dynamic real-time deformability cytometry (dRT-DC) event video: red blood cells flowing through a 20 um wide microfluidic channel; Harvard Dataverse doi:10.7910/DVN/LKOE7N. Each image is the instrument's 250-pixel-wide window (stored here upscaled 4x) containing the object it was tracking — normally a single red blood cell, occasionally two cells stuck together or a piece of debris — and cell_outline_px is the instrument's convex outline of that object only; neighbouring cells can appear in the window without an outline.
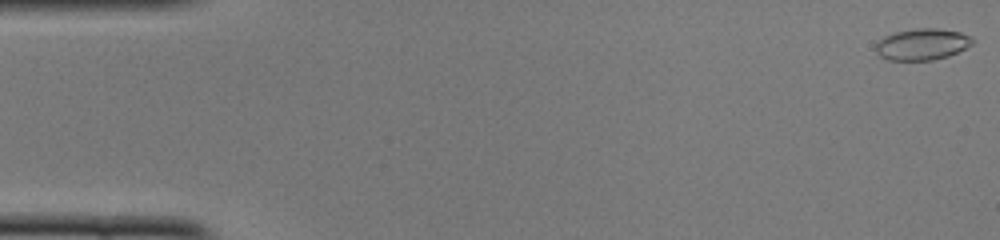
{"species": "common noctule bat (a hibernating species)", "species_latin": "Nyctalus noctula", "temperature_condition": "cold", "stored_images_in_passage": 50, "camera_frame_rate_fps": 3000, "um_per_image_px": 0.085, "animal": {"sex": "female", "body_mass_g": 22.0, "forearm_length_mm": 56.7}, "frame": {"image": 1, "passage_image": 1, "time_ms": 0.0, "image_size_px": [1000, 240], "cell_outline_px": [[972, 44], [948, 56], [932, 60], [888, 60], [880, 56], [876, 52], [876, 44], [884, 36], [896, 32], [916, 28], [936, 28], [960, 32], [972, 36]], "centroid_in_image_um": [78.37, 3.76], "position_along_channel_um": 6.6, "area_um2": 17.57}}
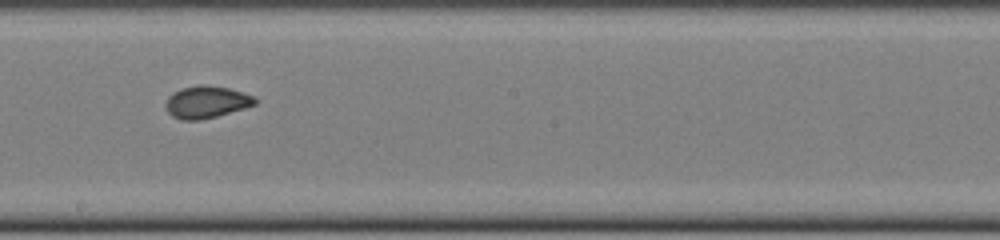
{"frame": {"image": 2, "passage_image": 28, "time_ms": 9.0, "image_size_px": [1000, 240], "cell_outline_px": [[260, 100], [256, 104], [244, 108], [216, 116], [200, 120], [180, 120], [172, 116], [168, 112], [164, 104], [168, 96], [172, 92], [180, 88], [200, 84], [208, 84], [228, 88], [252, 96]], "centroid_in_image_um": [17.51, 8.66], "position_along_channel_um": 230.7, "area_um2": 16.88}}
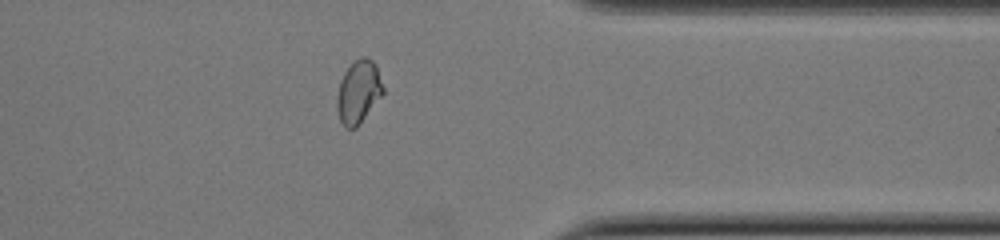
{"frame": {"image": 3, "passage_image": 40, "time_ms": 13.0, "image_size_px": [1000, 240], "cell_outline_px": [[384, 92], [356, 128], [344, 128], [340, 120], [336, 108], [336, 96], [340, 80], [344, 72], [360, 56], [364, 56], [372, 60], [376, 64], [384, 88]], "centroid_in_image_um": [30.45, 7.81], "position_along_channel_um": 380.9, "area_um2": 16.94}, "authors_computed_cell_mechanics": {"area_um2": 16.9932, "velocity_mm_per_s": 4.0059, "shape_relaxation_time_tau1_ms": null, "shape_relaxation_time_tau2_ms": 1.0654, "deformation_change_tau1": null, "deformation_change_tau2": 0.0394}}